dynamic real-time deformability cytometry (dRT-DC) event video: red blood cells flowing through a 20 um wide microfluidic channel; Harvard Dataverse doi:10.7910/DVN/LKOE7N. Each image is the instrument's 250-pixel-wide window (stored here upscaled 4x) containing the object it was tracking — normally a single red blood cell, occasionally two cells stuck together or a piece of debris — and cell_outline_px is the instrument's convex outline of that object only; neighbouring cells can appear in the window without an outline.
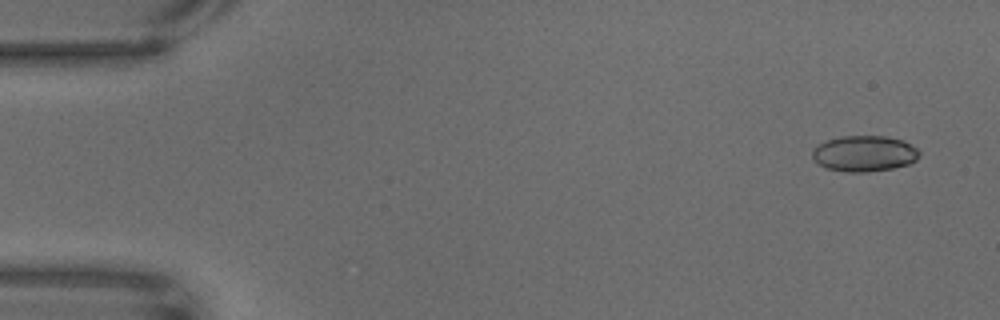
{"species": "common noctule bat (a hibernating species)", "species_latin": "Nyctalus noctula", "temperature_condition": "warm", "stored_images_in_passage": 64, "camera_frame_rate_fps": 3000, "um_per_image_px": 0.085, "animal": {"sex": "male", "body_mass_g": 18.8}, "frame": {"image": 1, "passage_image": 1, "time_ms": 0.0, "image_size_px": [1000, 320], "cell_outline_px": [[920, 156], [916, 160], [908, 164], [892, 168], [868, 172], [848, 172], [828, 168], [820, 164], [812, 156], [812, 148], [828, 140], [840, 136], [884, 136], [904, 140], [916, 148], [920, 152]], "centroid_in_image_um": [73.49, 13.04], "position_along_channel_um": 11.5, "area_um2": 22.25}}
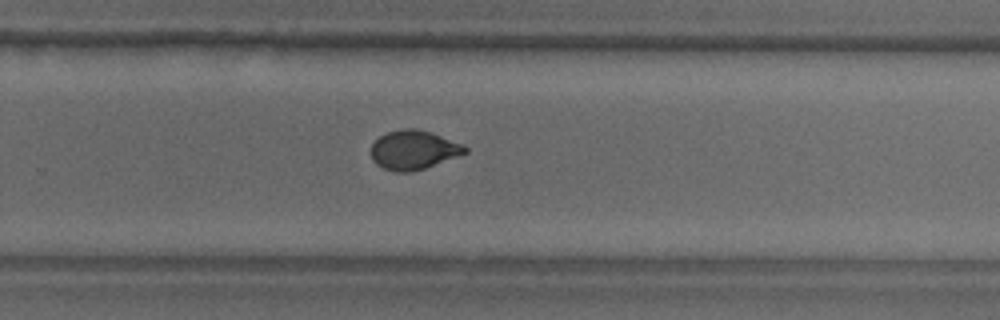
{"frame": {"image": 2, "passage_image": 41, "time_ms": 13.333, "image_size_px": [1000, 320], "cell_outline_px": [[468, 152], [424, 168], [412, 172], [396, 172], [384, 168], [376, 164], [372, 160], [372, 144], [380, 136], [388, 132], [404, 128], [416, 128], [432, 132], [464, 144], [468, 148]], "centroid_in_image_um": [35.17, 12.73], "position_along_channel_um": 294.6, "area_um2": 21.39}}
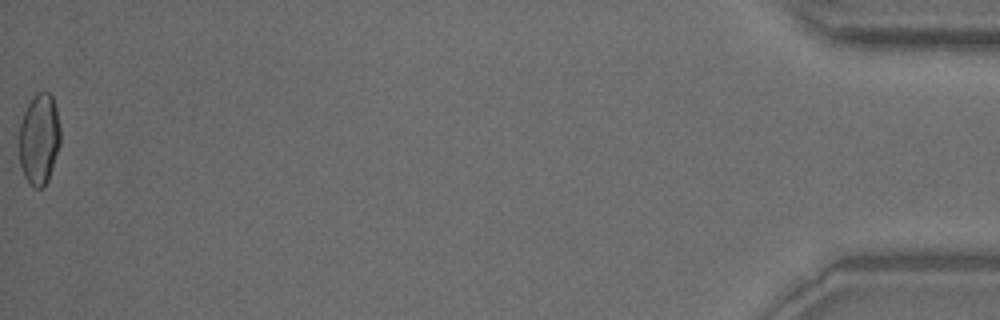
{"frame": {"image": 3, "passage_image": 64, "time_ms": 21.0, "image_size_px": [1000, 320], "cell_outline_px": [[60, 144], [48, 180], [44, 188], [32, 188], [24, 176], [20, 164], [20, 124], [24, 112], [32, 96], [36, 92], [44, 88], [52, 96], [56, 108], [60, 128]], "centroid_in_image_um": [3.34, 11.8], "position_along_channel_um": 431.9, "area_um2": 22.08}}